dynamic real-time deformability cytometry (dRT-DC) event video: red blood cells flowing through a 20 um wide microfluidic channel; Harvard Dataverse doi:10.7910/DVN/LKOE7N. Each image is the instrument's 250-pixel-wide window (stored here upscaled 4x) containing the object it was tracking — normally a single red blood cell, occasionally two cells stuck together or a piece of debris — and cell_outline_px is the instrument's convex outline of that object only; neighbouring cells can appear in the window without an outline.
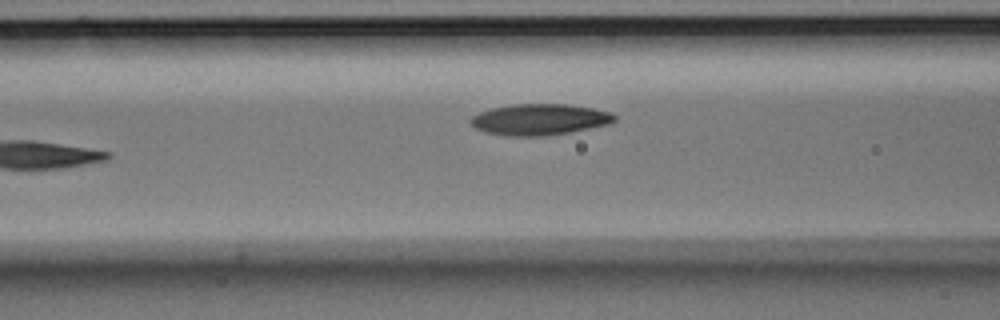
{"species": "Egyptian fruit bat (a non-hibernating species)", "species_latin": "Rousettus aegyptiacus", "temperature_condition": "room temperature", "stored_images_in_passage": 7, "camera_frame_rate_fps": 3000, "um_per_image_px": 0.085, "animal": {"sex": "male"}, "frame": {"image": 1, "passage_image": 6, "time_ms": 1.667, "image_size_px": [1000, 320], "cell_outline_px": [[616, 120], [608, 124], [572, 132], [544, 136], [504, 136], [484, 132], [476, 128], [468, 120], [472, 116], [480, 112], [492, 108], [512, 104], [564, 104], [592, 108], [608, 112], [616, 116]], "centroid_in_image_um": [45.83, 10.16], "position_along_channel_um": 120.8, "area_um2": 26.13}}
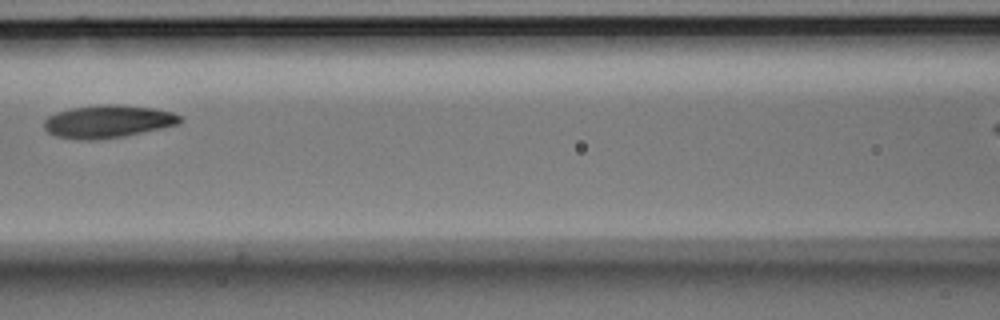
{"frame": {"image": 2, "passage_image": 7, "time_ms": 2.0, "image_size_px": [1000, 320], "cell_outline_px": [[184, 120], [180, 124], [124, 136], [96, 140], [84, 140], [56, 136], [48, 132], [44, 128], [44, 120], [48, 116], [56, 112], [72, 108], [104, 104], [120, 104], [152, 108], [172, 112], [180, 116]], "centroid_in_image_um": [9.18, 10.32], "position_along_channel_um": 157.4, "area_um2": 25.95}}